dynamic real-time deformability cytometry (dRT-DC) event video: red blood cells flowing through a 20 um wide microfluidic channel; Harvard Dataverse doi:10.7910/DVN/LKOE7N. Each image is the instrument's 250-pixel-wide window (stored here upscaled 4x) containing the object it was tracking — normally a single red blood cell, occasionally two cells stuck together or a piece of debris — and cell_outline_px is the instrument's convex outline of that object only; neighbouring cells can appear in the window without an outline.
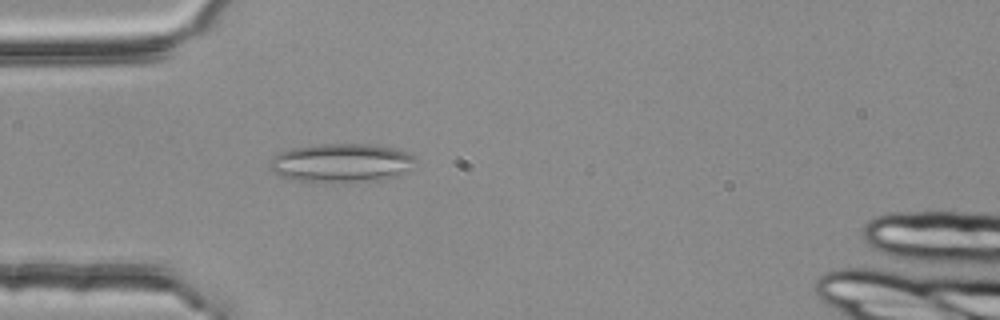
{"species": "common noctule bat (a hibernating species)", "species_latin": "Nyctalus noctula", "temperature_condition": "room temperature", "stored_images_in_passage": 29, "segment_of_instrument_passage": [1, 2], "camera_frame_rate_fps": 3000, "um_per_image_px": 0.085, "animal": {"sex": "female", "body_mass_g": 25.1}, "frame": {"image": 1, "passage_image": 2, "time_ms": 0.333, "image_size_px": [1000, 320], "cell_outline_px": [[420, 160], [416, 168], [412, 172], [388, 180], [352, 184], [344, 184], [300, 180], [284, 176], [268, 168], [268, 160], [276, 152], [292, 148], [316, 144], [368, 144], [396, 148], [408, 152], [416, 156]], "centroid_in_image_um": [29.17, 13.87], "position_along_channel_um": 55.8, "area_um2": 34.68}}